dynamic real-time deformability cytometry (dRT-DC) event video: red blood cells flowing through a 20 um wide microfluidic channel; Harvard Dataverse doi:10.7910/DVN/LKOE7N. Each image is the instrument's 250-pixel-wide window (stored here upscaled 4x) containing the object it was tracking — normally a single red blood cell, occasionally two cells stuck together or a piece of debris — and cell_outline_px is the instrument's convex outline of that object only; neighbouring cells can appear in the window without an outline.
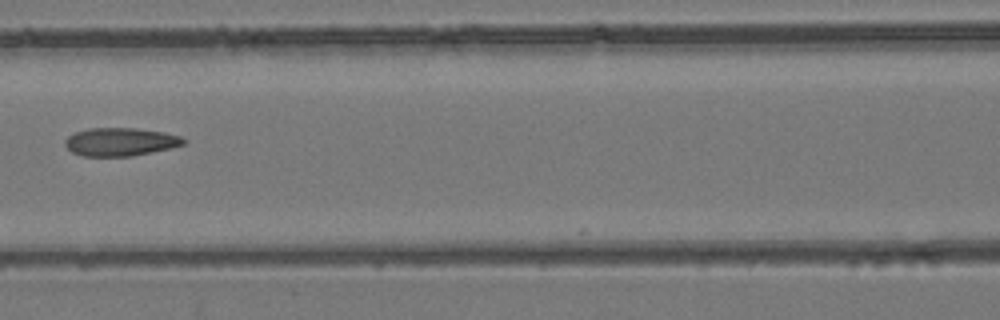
{"species": "common noctule bat (a hibernating species)", "species_latin": "Nyctalus noctula", "temperature_condition": "room temperature", "stored_images_in_passage": 7, "camera_frame_rate_fps": 3000, "um_per_image_px": 0.085, "animal": {"sex": "female", "body_mass_g": 24.6, "forearm_length_mm": 56.2}, "frame": {"image": 1, "passage_image": 6, "time_ms": 7.0, "image_size_px": [1000, 320], "cell_outline_px": [[184, 144], [152, 152], [132, 156], [80, 156], [72, 152], [64, 144], [64, 140], [68, 136], [76, 132], [88, 128], [136, 128], [164, 132], [180, 136], [184, 140]], "centroid_in_image_um": [10.18, 12.05], "position_along_channel_um": 156.4, "area_um2": 19.36}}
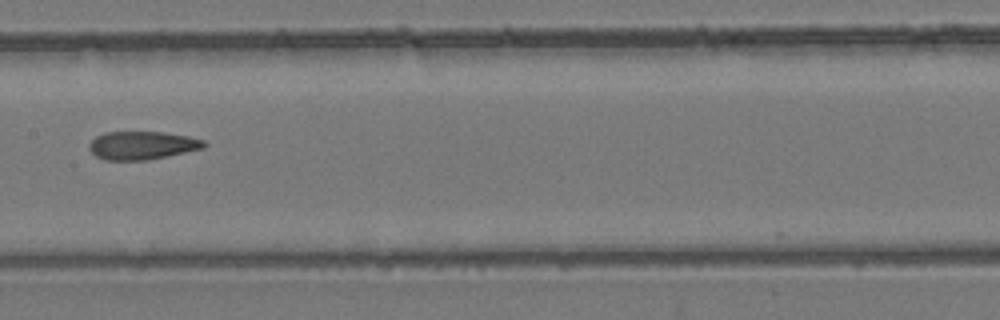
{"frame": {"image": 2, "passage_image": 7, "time_ms": 8.0, "image_size_px": [1000, 320], "cell_outline_px": [[208, 144], [204, 148], [148, 160], [104, 160], [96, 156], [88, 148], [88, 144], [96, 136], [104, 132], [160, 132], [188, 136], [204, 140]], "centroid_in_image_um": [12.07, 12.36], "position_along_channel_um": 195.3, "area_um2": 18.9}}